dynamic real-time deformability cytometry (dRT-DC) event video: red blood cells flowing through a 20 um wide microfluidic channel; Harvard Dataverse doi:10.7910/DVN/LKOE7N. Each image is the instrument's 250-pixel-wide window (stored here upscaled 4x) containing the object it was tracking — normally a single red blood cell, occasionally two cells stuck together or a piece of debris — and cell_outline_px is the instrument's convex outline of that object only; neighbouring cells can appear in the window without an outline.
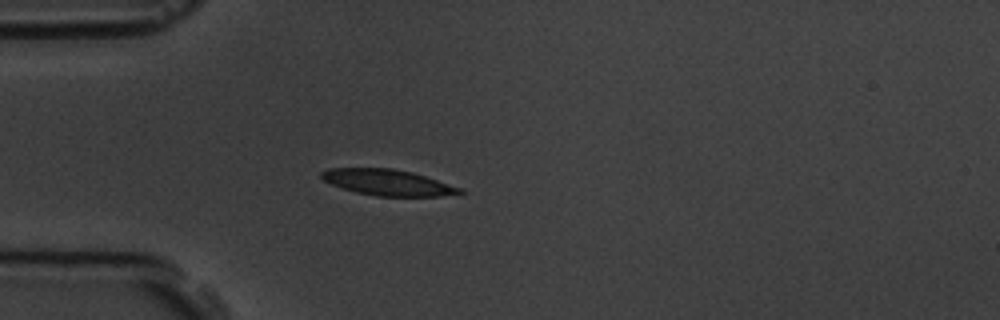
{"species": "common noctule bat (a hibernating species)", "species_latin": "Nyctalus noctula", "temperature_condition": "room temperature", "stored_images_in_passage": 2, "camera_frame_rate_fps": 3000, "um_per_image_px": 0.085, "animal": {"sex": "male", "body_mass_g": 19.5, "forearm_length_mm": 54.6}, "frame": {"image": 1, "passage_image": 1, "time_ms": 0.0, "image_size_px": [1000, 320], "cell_outline_px": [[464, 192], [440, 196], [376, 196], [356, 192], [332, 184], [324, 180], [320, 176], [320, 172], [328, 168], [392, 168], [412, 172], [464, 188]], "centroid_in_image_um": [32.97, 15.5], "position_along_channel_um": 52.0, "area_um2": 20.87}}